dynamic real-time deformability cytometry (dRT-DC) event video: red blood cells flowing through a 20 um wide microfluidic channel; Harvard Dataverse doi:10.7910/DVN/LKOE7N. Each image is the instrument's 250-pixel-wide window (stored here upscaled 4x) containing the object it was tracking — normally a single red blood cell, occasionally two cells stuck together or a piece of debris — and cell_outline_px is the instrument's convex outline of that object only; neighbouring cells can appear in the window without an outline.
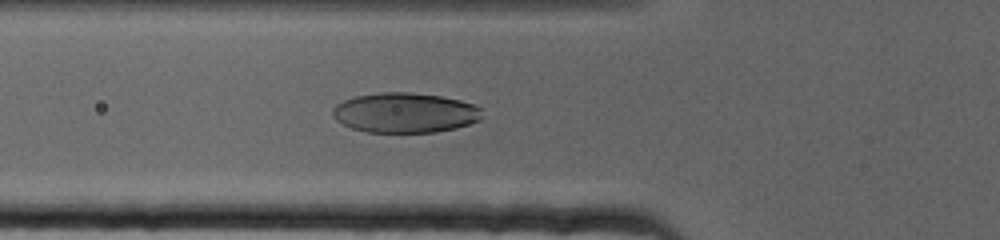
{"species": "human", "species_latin": "Homo sapiens", "temperature_condition": "cold", "stored_images_in_passage": 50, "camera_frame_rate_fps": 3000, "um_per_image_px": 0.085, "donor": {"sex": "female"}, "frame": {"image": 1, "passage_image": 9, "time_ms": 2.667, "image_size_px": [1000, 240], "cell_outline_px": [[480, 120], [456, 128], [436, 132], [368, 132], [352, 128], [336, 120], [332, 116], [332, 108], [336, 104], [344, 100], [356, 96], [380, 92], [408, 92], [440, 96], [460, 100], [472, 104], [480, 108]], "centroid_in_image_um": [34.39, 9.58], "position_along_channel_um": 91.4, "area_um2": 34.68}}
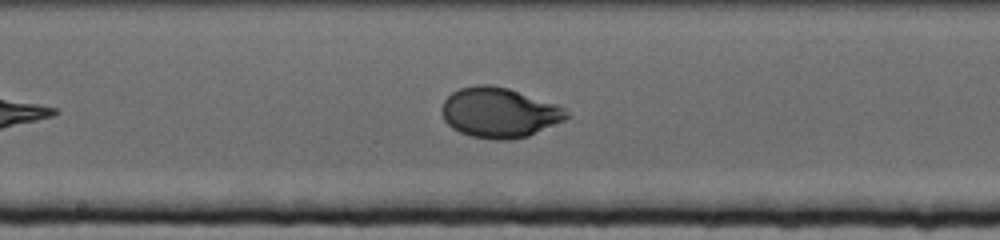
{"frame": {"image": 2, "passage_image": 21, "time_ms": 6.667, "image_size_px": [1000, 240], "cell_outline_px": [[568, 116], [564, 120], [528, 136], [512, 140], [492, 140], [472, 136], [460, 132], [452, 128], [444, 120], [440, 112], [440, 108], [444, 100], [452, 92], [460, 88], [476, 84], [488, 84], [508, 88], [556, 104], [564, 108], [568, 112]], "centroid_in_image_um": [42.39, 9.57], "position_along_channel_um": 205.8, "area_um2": 36.47}}
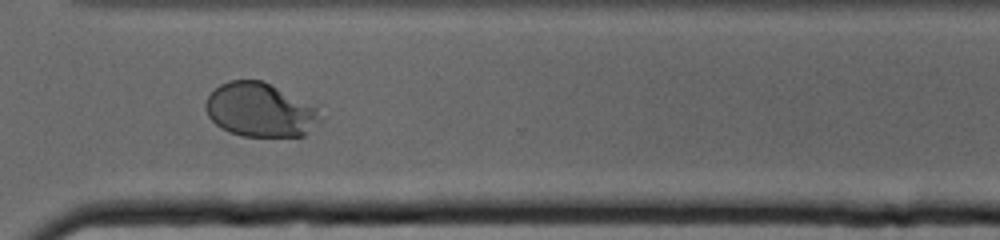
{"frame": {"image": 3, "passage_image": 36, "time_ms": 11.667, "image_size_px": [1000, 240], "cell_outline_px": [[320, 120], [304, 136], [244, 136], [220, 128], [208, 116], [204, 108], [204, 104], [208, 96], [220, 84], [228, 80], [260, 80], [316, 108]], "centroid_in_image_um": [22.02, 9.36], "position_along_channel_um": 348.6, "area_um2": 35.2}}